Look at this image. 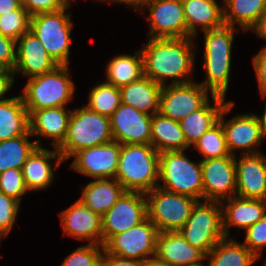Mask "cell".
<instances>
[{
  "label": "cell",
  "instance_id": "6da1fadb",
  "mask_svg": "<svg viewBox=\"0 0 266 266\" xmlns=\"http://www.w3.org/2000/svg\"><path fill=\"white\" fill-rule=\"evenodd\" d=\"M192 38H149L140 49L144 76L162 86L169 78L172 79L170 84L191 82L188 77L194 73L196 51Z\"/></svg>",
  "mask_w": 266,
  "mask_h": 266
},
{
  "label": "cell",
  "instance_id": "7a4b0ae2",
  "mask_svg": "<svg viewBox=\"0 0 266 266\" xmlns=\"http://www.w3.org/2000/svg\"><path fill=\"white\" fill-rule=\"evenodd\" d=\"M115 179L126 191L150 192L159 185V153L151 144H122Z\"/></svg>",
  "mask_w": 266,
  "mask_h": 266
},
{
  "label": "cell",
  "instance_id": "3957f363",
  "mask_svg": "<svg viewBox=\"0 0 266 266\" xmlns=\"http://www.w3.org/2000/svg\"><path fill=\"white\" fill-rule=\"evenodd\" d=\"M235 27L223 25L216 29L204 31V70L206 80L200 84L210 90L211 95L225 98L228 91L231 72V53L234 42Z\"/></svg>",
  "mask_w": 266,
  "mask_h": 266
},
{
  "label": "cell",
  "instance_id": "277c9868",
  "mask_svg": "<svg viewBox=\"0 0 266 266\" xmlns=\"http://www.w3.org/2000/svg\"><path fill=\"white\" fill-rule=\"evenodd\" d=\"M113 141L110 118L83 106L72 110L66 137L57 150L65 161L82 149Z\"/></svg>",
  "mask_w": 266,
  "mask_h": 266
},
{
  "label": "cell",
  "instance_id": "5b68a950",
  "mask_svg": "<svg viewBox=\"0 0 266 266\" xmlns=\"http://www.w3.org/2000/svg\"><path fill=\"white\" fill-rule=\"evenodd\" d=\"M68 65L28 79L20 95L27 111L65 107L73 98L75 84L69 77Z\"/></svg>",
  "mask_w": 266,
  "mask_h": 266
},
{
  "label": "cell",
  "instance_id": "8992f818",
  "mask_svg": "<svg viewBox=\"0 0 266 266\" xmlns=\"http://www.w3.org/2000/svg\"><path fill=\"white\" fill-rule=\"evenodd\" d=\"M160 188L170 192L187 195L198 201L203 199L201 160L190 161L184 150L159 153Z\"/></svg>",
  "mask_w": 266,
  "mask_h": 266
},
{
  "label": "cell",
  "instance_id": "52a82bcc",
  "mask_svg": "<svg viewBox=\"0 0 266 266\" xmlns=\"http://www.w3.org/2000/svg\"><path fill=\"white\" fill-rule=\"evenodd\" d=\"M179 232L190 245L207 255L226 238L223 232L221 203L210 200L197 201Z\"/></svg>",
  "mask_w": 266,
  "mask_h": 266
},
{
  "label": "cell",
  "instance_id": "ba28073f",
  "mask_svg": "<svg viewBox=\"0 0 266 266\" xmlns=\"http://www.w3.org/2000/svg\"><path fill=\"white\" fill-rule=\"evenodd\" d=\"M69 7L70 4L56 12L30 16L29 30L58 65L69 64L72 23L70 14L65 12Z\"/></svg>",
  "mask_w": 266,
  "mask_h": 266
},
{
  "label": "cell",
  "instance_id": "9c48e42d",
  "mask_svg": "<svg viewBox=\"0 0 266 266\" xmlns=\"http://www.w3.org/2000/svg\"><path fill=\"white\" fill-rule=\"evenodd\" d=\"M147 218L158 232L179 231L190 217L198 200L157 186L146 193Z\"/></svg>",
  "mask_w": 266,
  "mask_h": 266
},
{
  "label": "cell",
  "instance_id": "30bf717a",
  "mask_svg": "<svg viewBox=\"0 0 266 266\" xmlns=\"http://www.w3.org/2000/svg\"><path fill=\"white\" fill-rule=\"evenodd\" d=\"M156 226L146 218L139 225L112 236L103 246L104 251L124 259L145 261L155 257Z\"/></svg>",
  "mask_w": 266,
  "mask_h": 266
},
{
  "label": "cell",
  "instance_id": "8fae6325",
  "mask_svg": "<svg viewBox=\"0 0 266 266\" xmlns=\"http://www.w3.org/2000/svg\"><path fill=\"white\" fill-rule=\"evenodd\" d=\"M233 106V101H227L218 118L222 125L230 154L236 156L234 150L239 149L243 150V155L261 153L259 149H256L258 145H261V141L264 138L258 115L240 114L225 122L224 115L231 111Z\"/></svg>",
  "mask_w": 266,
  "mask_h": 266
},
{
  "label": "cell",
  "instance_id": "7c38bea8",
  "mask_svg": "<svg viewBox=\"0 0 266 266\" xmlns=\"http://www.w3.org/2000/svg\"><path fill=\"white\" fill-rule=\"evenodd\" d=\"M147 218L144 193L125 191L102 216L103 245L112 237L139 225Z\"/></svg>",
  "mask_w": 266,
  "mask_h": 266
},
{
  "label": "cell",
  "instance_id": "4fadbf2b",
  "mask_svg": "<svg viewBox=\"0 0 266 266\" xmlns=\"http://www.w3.org/2000/svg\"><path fill=\"white\" fill-rule=\"evenodd\" d=\"M200 83L166 84L160 93L159 113L180 122L190 113L201 108L209 94Z\"/></svg>",
  "mask_w": 266,
  "mask_h": 266
},
{
  "label": "cell",
  "instance_id": "5bb4252c",
  "mask_svg": "<svg viewBox=\"0 0 266 266\" xmlns=\"http://www.w3.org/2000/svg\"><path fill=\"white\" fill-rule=\"evenodd\" d=\"M149 8L148 38H188L182 0H149L142 8Z\"/></svg>",
  "mask_w": 266,
  "mask_h": 266
},
{
  "label": "cell",
  "instance_id": "9a60e30c",
  "mask_svg": "<svg viewBox=\"0 0 266 266\" xmlns=\"http://www.w3.org/2000/svg\"><path fill=\"white\" fill-rule=\"evenodd\" d=\"M201 168L203 200L221 202L236 196V167L234 155L201 160Z\"/></svg>",
  "mask_w": 266,
  "mask_h": 266
},
{
  "label": "cell",
  "instance_id": "2e32d148",
  "mask_svg": "<svg viewBox=\"0 0 266 266\" xmlns=\"http://www.w3.org/2000/svg\"><path fill=\"white\" fill-rule=\"evenodd\" d=\"M113 140L122 144H151L152 115L121 103L109 117Z\"/></svg>",
  "mask_w": 266,
  "mask_h": 266
},
{
  "label": "cell",
  "instance_id": "e0dca14e",
  "mask_svg": "<svg viewBox=\"0 0 266 266\" xmlns=\"http://www.w3.org/2000/svg\"><path fill=\"white\" fill-rule=\"evenodd\" d=\"M120 150L121 144L115 141L85 148L72 156L75 159L70 166L94 179H112L117 174Z\"/></svg>",
  "mask_w": 266,
  "mask_h": 266
},
{
  "label": "cell",
  "instance_id": "ac0fdd59",
  "mask_svg": "<svg viewBox=\"0 0 266 266\" xmlns=\"http://www.w3.org/2000/svg\"><path fill=\"white\" fill-rule=\"evenodd\" d=\"M236 167V196L266 200V155L263 153L240 155Z\"/></svg>",
  "mask_w": 266,
  "mask_h": 266
},
{
  "label": "cell",
  "instance_id": "d6986e66",
  "mask_svg": "<svg viewBox=\"0 0 266 266\" xmlns=\"http://www.w3.org/2000/svg\"><path fill=\"white\" fill-rule=\"evenodd\" d=\"M59 214L64 235L103 245L102 217L80 200Z\"/></svg>",
  "mask_w": 266,
  "mask_h": 266
},
{
  "label": "cell",
  "instance_id": "ffe728a7",
  "mask_svg": "<svg viewBox=\"0 0 266 266\" xmlns=\"http://www.w3.org/2000/svg\"><path fill=\"white\" fill-rule=\"evenodd\" d=\"M16 47L15 75L21 72L29 79L51 72L58 66L38 37L30 30L16 41Z\"/></svg>",
  "mask_w": 266,
  "mask_h": 266
},
{
  "label": "cell",
  "instance_id": "44dd1931",
  "mask_svg": "<svg viewBox=\"0 0 266 266\" xmlns=\"http://www.w3.org/2000/svg\"><path fill=\"white\" fill-rule=\"evenodd\" d=\"M155 257L171 266L199 265L206 259V255L190 245L179 231L158 233Z\"/></svg>",
  "mask_w": 266,
  "mask_h": 266
},
{
  "label": "cell",
  "instance_id": "7402d4cb",
  "mask_svg": "<svg viewBox=\"0 0 266 266\" xmlns=\"http://www.w3.org/2000/svg\"><path fill=\"white\" fill-rule=\"evenodd\" d=\"M55 159L54 169L56 170L64 161L57 148L50 150L36 146L28 155L22 167L24 183L28 191L43 190L52 184L55 171L51 160Z\"/></svg>",
  "mask_w": 266,
  "mask_h": 266
},
{
  "label": "cell",
  "instance_id": "603a6c76",
  "mask_svg": "<svg viewBox=\"0 0 266 266\" xmlns=\"http://www.w3.org/2000/svg\"><path fill=\"white\" fill-rule=\"evenodd\" d=\"M71 113L72 110L67 111L65 107L28 111L31 137L53 139L51 145L58 148L66 137Z\"/></svg>",
  "mask_w": 266,
  "mask_h": 266
},
{
  "label": "cell",
  "instance_id": "cb8c5ba5",
  "mask_svg": "<svg viewBox=\"0 0 266 266\" xmlns=\"http://www.w3.org/2000/svg\"><path fill=\"white\" fill-rule=\"evenodd\" d=\"M227 201V206L224 205ZM222 205L223 232L229 238V226L247 229L266 214V200L233 196L220 202ZM225 206V207H224Z\"/></svg>",
  "mask_w": 266,
  "mask_h": 266
},
{
  "label": "cell",
  "instance_id": "d4e9b609",
  "mask_svg": "<svg viewBox=\"0 0 266 266\" xmlns=\"http://www.w3.org/2000/svg\"><path fill=\"white\" fill-rule=\"evenodd\" d=\"M162 87L149 77L143 76L141 79L119 88L121 102L149 115L159 113Z\"/></svg>",
  "mask_w": 266,
  "mask_h": 266
},
{
  "label": "cell",
  "instance_id": "484cf974",
  "mask_svg": "<svg viewBox=\"0 0 266 266\" xmlns=\"http://www.w3.org/2000/svg\"><path fill=\"white\" fill-rule=\"evenodd\" d=\"M187 31L197 37L198 28L203 31L216 29L224 25L223 8L216 0H182Z\"/></svg>",
  "mask_w": 266,
  "mask_h": 266
},
{
  "label": "cell",
  "instance_id": "4316f807",
  "mask_svg": "<svg viewBox=\"0 0 266 266\" xmlns=\"http://www.w3.org/2000/svg\"><path fill=\"white\" fill-rule=\"evenodd\" d=\"M213 106L208 100L201 108L190 113L179 123L189 146L194 145L199 138L218 122L222 108L227 102L225 98L211 95Z\"/></svg>",
  "mask_w": 266,
  "mask_h": 266
},
{
  "label": "cell",
  "instance_id": "83f0119b",
  "mask_svg": "<svg viewBox=\"0 0 266 266\" xmlns=\"http://www.w3.org/2000/svg\"><path fill=\"white\" fill-rule=\"evenodd\" d=\"M125 191L120 182L115 178L95 179L84 187L78 200L102 217Z\"/></svg>",
  "mask_w": 266,
  "mask_h": 266
},
{
  "label": "cell",
  "instance_id": "f1b7e54d",
  "mask_svg": "<svg viewBox=\"0 0 266 266\" xmlns=\"http://www.w3.org/2000/svg\"><path fill=\"white\" fill-rule=\"evenodd\" d=\"M224 24L243 31L253 30L266 13V0H222ZM226 4V5H225Z\"/></svg>",
  "mask_w": 266,
  "mask_h": 266
},
{
  "label": "cell",
  "instance_id": "f546056e",
  "mask_svg": "<svg viewBox=\"0 0 266 266\" xmlns=\"http://www.w3.org/2000/svg\"><path fill=\"white\" fill-rule=\"evenodd\" d=\"M151 145L158 153L176 150L185 151L190 147L181 130L180 123L160 113L152 115Z\"/></svg>",
  "mask_w": 266,
  "mask_h": 266
},
{
  "label": "cell",
  "instance_id": "4dcf8cb0",
  "mask_svg": "<svg viewBox=\"0 0 266 266\" xmlns=\"http://www.w3.org/2000/svg\"><path fill=\"white\" fill-rule=\"evenodd\" d=\"M29 132V114L20 95L0 102V141Z\"/></svg>",
  "mask_w": 266,
  "mask_h": 266
},
{
  "label": "cell",
  "instance_id": "1f68e13d",
  "mask_svg": "<svg viewBox=\"0 0 266 266\" xmlns=\"http://www.w3.org/2000/svg\"><path fill=\"white\" fill-rule=\"evenodd\" d=\"M144 76L141 51L133 55L120 54L112 58L106 66V83L118 88L135 82Z\"/></svg>",
  "mask_w": 266,
  "mask_h": 266
},
{
  "label": "cell",
  "instance_id": "d6a6232c",
  "mask_svg": "<svg viewBox=\"0 0 266 266\" xmlns=\"http://www.w3.org/2000/svg\"><path fill=\"white\" fill-rule=\"evenodd\" d=\"M229 239L220 241L206 255L208 266H252L258 260L243 243Z\"/></svg>",
  "mask_w": 266,
  "mask_h": 266
},
{
  "label": "cell",
  "instance_id": "836d02e7",
  "mask_svg": "<svg viewBox=\"0 0 266 266\" xmlns=\"http://www.w3.org/2000/svg\"><path fill=\"white\" fill-rule=\"evenodd\" d=\"M31 135H20L18 137L0 141V173L12 168L22 169L28 155L36 146H42L37 138L29 141Z\"/></svg>",
  "mask_w": 266,
  "mask_h": 266
},
{
  "label": "cell",
  "instance_id": "e575fe53",
  "mask_svg": "<svg viewBox=\"0 0 266 266\" xmlns=\"http://www.w3.org/2000/svg\"><path fill=\"white\" fill-rule=\"evenodd\" d=\"M120 89L106 82L91 89L85 106L100 115L110 117L121 105Z\"/></svg>",
  "mask_w": 266,
  "mask_h": 266
},
{
  "label": "cell",
  "instance_id": "d590c367",
  "mask_svg": "<svg viewBox=\"0 0 266 266\" xmlns=\"http://www.w3.org/2000/svg\"><path fill=\"white\" fill-rule=\"evenodd\" d=\"M194 146L203 156L202 160L231 155L226 144L222 125L219 121L206 131Z\"/></svg>",
  "mask_w": 266,
  "mask_h": 266
},
{
  "label": "cell",
  "instance_id": "8d00e7d4",
  "mask_svg": "<svg viewBox=\"0 0 266 266\" xmlns=\"http://www.w3.org/2000/svg\"><path fill=\"white\" fill-rule=\"evenodd\" d=\"M30 27V15L21 6L0 16V34L17 41Z\"/></svg>",
  "mask_w": 266,
  "mask_h": 266
},
{
  "label": "cell",
  "instance_id": "74e56055",
  "mask_svg": "<svg viewBox=\"0 0 266 266\" xmlns=\"http://www.w3.org/2000/svg\"><path fill=\"white\" fill-rule=\"evenodd\" d=\"M102 252H104L103 245L89 243L82 245L68 255L61 266H101Z\"/></svg>",
  "mask_w": 266,
  "mask_h": 266
},
{
  "label": "cell",
  "instance_id": "f35d334b",
  "mask_svg": "<svg viewBox=\"0 0 266 266\" xmlns=\"http://www.w3.org/2000/svg\"><path fill=\"white\" fill-rule=\"evenodd\" d=\"M0 192L13 197L21 203L28 192L23 178L22 169H8L0 173Z\"/></svg>",
  "mask_w": 266,
  "mask_h": 266
},
{
  "label": "cell",
  "instance_id": "ab89813d",
  "mask_svg": "<svg viewBox=\"0 0 266 266\" xmlns=\"http://www.w3.org/2000/svg\"><path fill=\"white\" fill-rule=\"evenodd\" d=\"M20 202L0 192V235L7 237L15 223Z\"/></svg>",
  "mask_w": 266,
  "mask_h": 266
},
{
  "label": "cell",
  "instance_id": "60d3db41",
  "mask_svg": "<svg viewBox=\"0 0 266 266\" xmlns=\"http://www.w3.org/2000/svg\"><path fill=\"white\" fill-rule=\"evenodd\" d=\"M243 244L258 258L266 246V214L258 222L247 228Z\"/></svg>",
  "mask_w": 266,
  "mask_h": 266
},
{
  "label": "cell",
  "instance_id": "b9f144b4",
  "mask_svg": "<svg viewBox=\"0 0 266 266\" xmlns=\"http://www.w3.org/2000/svg\"><path fill=\"white\" fill-rule=\"evenodd\" d=\"M21 5L30 16L39 13L56 12L68 4L64 0H21Z\"/></svg>",
  "mask_w": 266,
  "mask_h": 266
},
{
  "label": "cell",
  "instance_id": "7bdbcfd3",
  "mask_svg": "<svg viewBox=\"0 0 266 266\" xmlns=\"http://www.w3.org/2000/svg\"><path fill=\"white\" fill-rule=\"evenodd\" d=\"M16 64V41L0 34V68L14 70Z\"/></svg>",
  "mask_w": 266,
  "mask_h": 266
},
{
  "label": "cell",
  "instance_id": "ee69618b",
  "mask_svg": "<svg viewBox=\"0 0 266 266\" xmlns=\"http://www.w3.org/2000/svg\"><path fill=\"white\" fill-rule=\"evenodd\" d=\"M253 65L258 80V87L263 98L266 97V47L253 57Z\"/></svg>",
  "mask_w": 266,
  "mask_h": 266
},
{
  "label": "cell",
  "instance_id": "f6af8a7d",
  "mask_svg": "<svg viewBox=\"0 0 266 266\" xmlns=\"http://www.w3.org/2000/svg\"><path fill=\"white\" fill-rule=\"evenodd\" d=\"M143 263L142 260L124 259L105 251L101 257V266H142Z\"/></svg>",
  "mask_w": 266,
  "mask_h": 266
},
{
  "label": "cell",
  "instance_id": "bcb514c9",
  "mask_svg": "<svg viewBox=\"0 0 266 266\" xmlns=\"http://www.w3.org/2000/svg\"><path fill=\"white\" fill-rule=\"evenodd\" d=\"M14 70H1L0 71V102L11 99L5 98L4 95L10 90L15 80Z\"/></svg>",
  "mask_w": 266,
  "mask_h": 266
},
{
  "label": "cell",
  "instance_id": "7dc6e473",
  "mask_svg": "<svg viewBox=\"0 0 266 266\" xmlns=\"http://www.w3.org/2000/svg\"><path fill=\"white\" fill-rule=\"evenodd\" d=\"M21 0H0V16L21 7Z\"/></svg>",
  "mask_w": 266,
  "mask_h": 266
},
{
  "label": "cell",
  "instance_id": "c3c4849f",
  "mask_svg": "<svg viewBox=\"0 0 266 266\" xmlns=\"http://www.w3.org/2000/svg\"><path fill=\"white\" fill-rule=\"evenodd\" d=\"M96 1H110V2H115V3H122L127 6H131L135 10H138L140 12L143 8V6L149 1V0H96Z\"/></svg>",
  "mask_w": 266,
  "mask_h": 266
},
{
  "label": "cell",
  "instance_id": "681fc988",
  "mask_svg": "<svg viewBox=\"0 0 266 266\" xmlns=\"http://www.w3.org/2000/svg\"><path fill=\"white\" fill-rule=\"evenodd\" d=\"M259 38L266 40V13L262 16L257 26L252 30ZM266 47V46H265Z\"/></svg>",
  "mask_w": 266,
  "mask_h": 266
},
{
  "label": "cell",
  "instance_id": "f907efd6",
  "mask_svg": "<svg viewBox=\"0 0 266 266\" xmlns=\"http://www.w3.org/2000/svg\"><path fill=\"white\" fill-rule=\"evenodd\" d=\"M142 266H171L168 263H164L163 261H160L156 257L149 258L144 261Z\"/></svg>",
  "mask_w": 266,
  "mask_h": 266
},
{
  "label": "cell",
  "instance_id": "816d5d0a",
  "mask_svg": "<svg viewBox=\"0 0 266 266\" xmlns=\"http://www.w3.org/2000/svg\"><path fill=\"white\" fill-rule=\"evenodd\" d=\"M261 130H262V135L265 138L266 137V104H265V110L264 114L262 116H258Z\"/></svg>",
  "mask_w": 266,
  "mask_h": 266
},
{
  "label": "cell",
  "instance_id": "f5cc1de1",
  "mask_svg": "<svg viewBox=\"0 0 266 266\" xmlns=\"http://www.w3.org/2000/svg\"><path fill=\"white\" fill-rule=\"evenodd\" d=\"M67 4H70V0H64Z\"/></svg>",
  "mask_w": 266,
  "mask_h": 266
},
{
  "label": "cell",
  "instance_id": "db71d44e",
  "mask_svg": "<svg viewBox=\"0 0 266 266\" xmlns=\"http://www.w3.org/2000/svg\"><path fill=\"white\" fill-rule=\"evenodd\" d=\"M192 266H205L204 264H199V265H192Z\"/></svg>",
  "mask_w": 266,
  "mask_h": 266
}]
</instances>
